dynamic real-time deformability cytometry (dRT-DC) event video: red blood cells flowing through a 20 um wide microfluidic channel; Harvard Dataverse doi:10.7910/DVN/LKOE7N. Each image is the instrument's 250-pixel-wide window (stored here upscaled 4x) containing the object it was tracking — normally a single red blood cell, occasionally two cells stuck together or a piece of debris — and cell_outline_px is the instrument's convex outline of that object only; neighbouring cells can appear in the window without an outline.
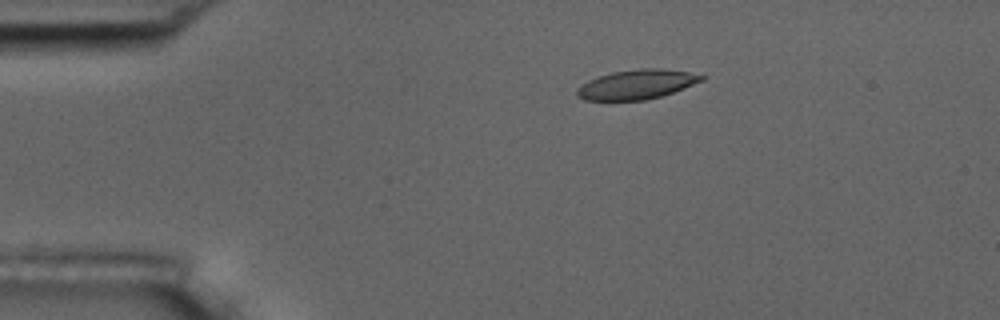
{"species": "common noctule bat (a hibernating species)", "species_latin": "Nyctalus noctula", "temperature_condition": "room temperature", "stored_images_in_passage": 7, "camera_frame_rate_fps": 3000, "um_per_image_px": 0.085, "animal": {"sex": "male", "body_mass_g": 17.5, "forearm_length_mm": 52.3}, "frame": {"image": 1, "passage_image": 3, "time_ms": 2.667, "image_size_px": [1000, 320], "cell_outline_px": [[704, 80], [672, 92], [660, 96], [644, 100], [584, 100], [576, 96], [576, 88], [588, 80], [612, 72], [640, 68], [660, 68], [688, 72], [704, 76]], "centroid_in_image_um": [54.08, 7.17], "position_along_channel_um": 30.9, "area_um2": 21.21}}
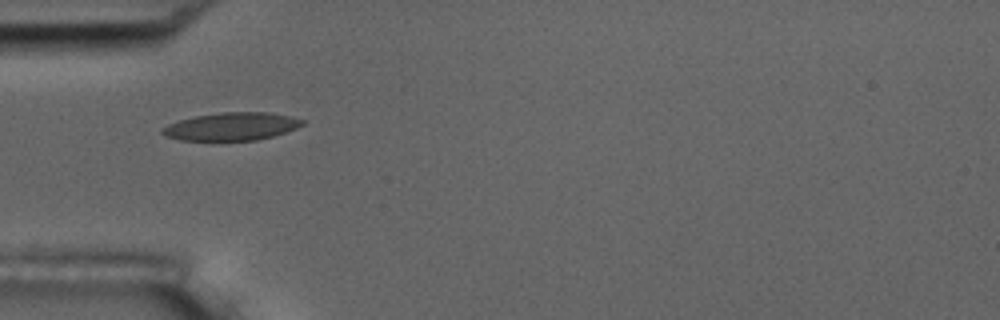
{"frame": {"image": 2, "passage_image": 5, "time_ms": 5.0, "image_size_px": [1000, 320], "cell_outline_px": [[304, 124], [296, 128], [272, 136], [256, 140], [180, 140], [164, 136], [160, 132], [160, 128], [168, 124], [180, 120], [196, 116], [220, 112], [268, 112], [288, 116], [304, 120]], "centroid_in_image_um": [19.63, 10.75], "position_along_channel_um": 65.4, "area_um2": 22.6}}